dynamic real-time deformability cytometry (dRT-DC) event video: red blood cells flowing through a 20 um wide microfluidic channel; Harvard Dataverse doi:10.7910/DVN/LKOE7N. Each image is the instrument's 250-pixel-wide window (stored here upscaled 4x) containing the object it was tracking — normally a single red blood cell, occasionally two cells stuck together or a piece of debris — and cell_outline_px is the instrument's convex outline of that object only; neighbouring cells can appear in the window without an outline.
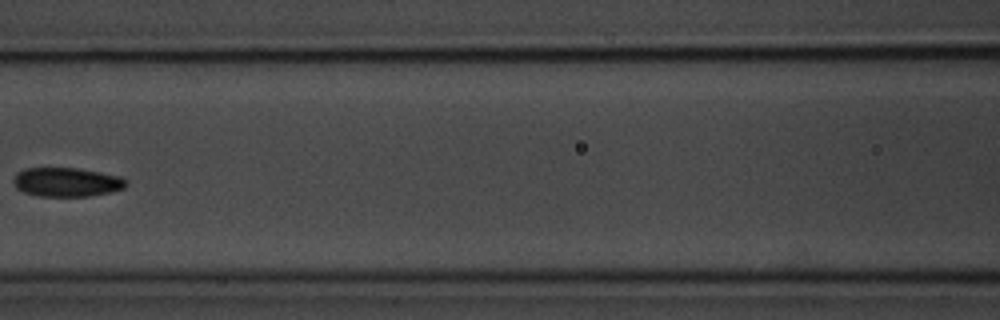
{"species": "common noctule bat (a hibernating species)", "species_latin": "Nyctalus noctula", "temperature_condition": "room temperature", "stored_images_in_passage": 7, "camera_frame_rate_fps": 3000, "um_per_image_px": 0.085, "animal": {"sex": "male", "body_mass_g": 20.1, "forearm_length_mm": 53.5}, "frame": {"image": 1, "passage_image": 7, "time_ms": 8.0, "image_size_px": [1000, 320], "cell_outline_px": [[128, 184], [124, 188], [108, 192], [88, 196], [36, 196], [24, 192], [16, 188], [12, 184], [12, 180], [16, 172], [24, 168], [76, 168], [120, 176], [128, 180]], "centroid_in_image_um": [5.62, 15.47], "position_along_channel_um": 161.0, "area_um2": 19.19}}